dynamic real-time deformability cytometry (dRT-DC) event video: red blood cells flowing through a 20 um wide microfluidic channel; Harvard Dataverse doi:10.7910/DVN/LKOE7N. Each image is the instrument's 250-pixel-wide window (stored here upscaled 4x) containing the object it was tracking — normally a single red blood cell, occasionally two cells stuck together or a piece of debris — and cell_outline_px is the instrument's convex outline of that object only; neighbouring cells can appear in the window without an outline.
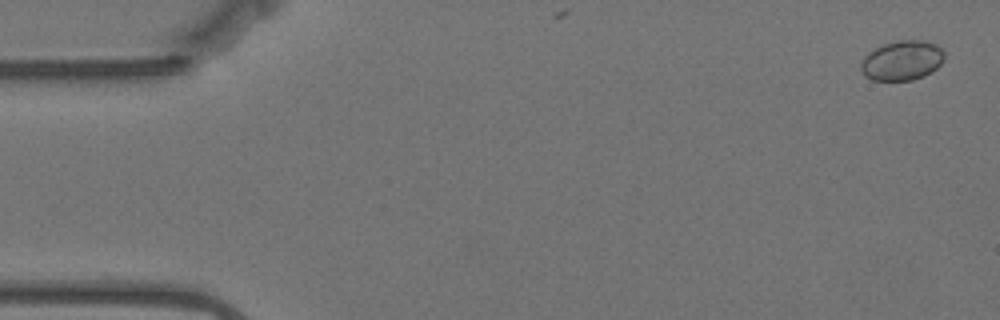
{"species": "Egyptian fruit bat (a non-hibernating species)", "species_latin": "Rousettus aegyptiacus", "temperature_condition": "warm", "stored_images_in_passage": 8, "camera_frame_rate_fps": 3000, "um_per_image_px": 0.085, "animal": {"sex": "female"}, "frame": {"image": 1, "passage_image": 2, "time_ms": 0.333, "image_size_px": [1000, 320], "cell_outline_px": [[944, 60], [932, 72], [924, 76], [912, 80], [872, 80], [864, 76], [860, 68], [860, 64], [864, 56], [868, 52], [884, 44], [900, 40], [924, 40], [936, 44], [944, 52]], "centroid_in_image_um": [76.67, 5.14], "position_along_channel_um": 8.3, "area_um2": 19.42}}